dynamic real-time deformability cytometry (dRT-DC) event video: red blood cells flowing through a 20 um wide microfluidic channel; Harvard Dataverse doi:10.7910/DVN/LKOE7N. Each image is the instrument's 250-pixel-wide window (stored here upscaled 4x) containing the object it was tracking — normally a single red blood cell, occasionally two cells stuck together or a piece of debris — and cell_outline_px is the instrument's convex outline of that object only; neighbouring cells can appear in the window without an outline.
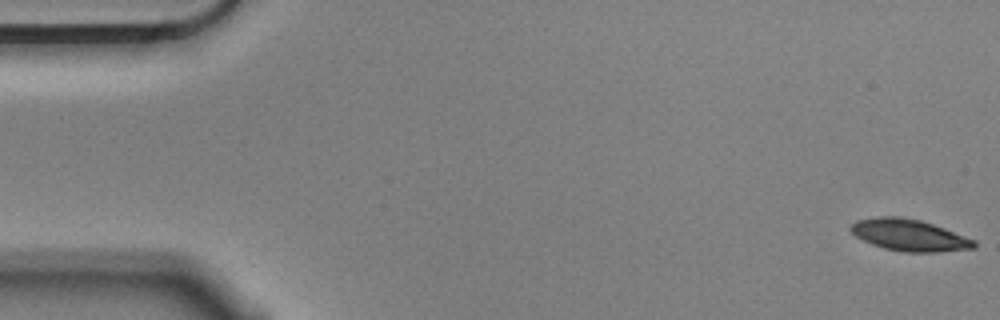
{"species": "Egyptian fruit bat (a non-hibernating species)", "species_latin": "Rousettus aegyptiacus", "temperature_condition": "cold", "stored_images_in_passage": 56, "camera_frame_rate_fps": 3000, "um_per_image_px": 0.085, "animal": {"sex": "male"}, "frame": {"image": 1, "passage_image": 1, "time_ms": 0.0, "image_size_px": [1000, 320], "cell_outline_px": [[976, 248], [936, 252], [904, 252], [884, 248], [872, 244], [856, 236], [848, 228], [856, 220], [876, 216], [896, 216], [920, 220], [944, 228], [976, 240]], "centroid_in_image_um": [77.28, 19.98], "position_along_channel_um": 7.7, "area_um2": 22.72}}
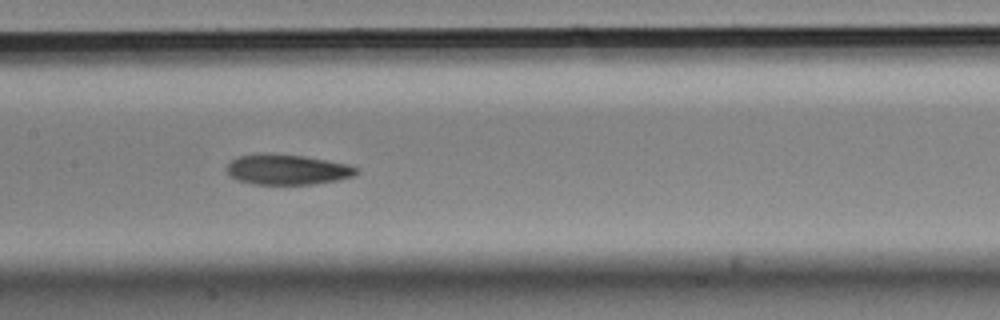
{"frame": {"image": 2, "passage_image": 27, "time_ms": 8.667, "image_size_px": [1000, 320], "cell_outline_px": [[360, 172], [352, 176], [336, 180], [312, 184], [252, 184], [236, 180], [228, 176], [224, 168], [236, 156], [268, 152], [304, 156], [348, 164], [360, 168]], "centroid_in_image_um": [24.36, 14.4], "position_along_channel_um": 183.0, "area_um2": 23.29}}
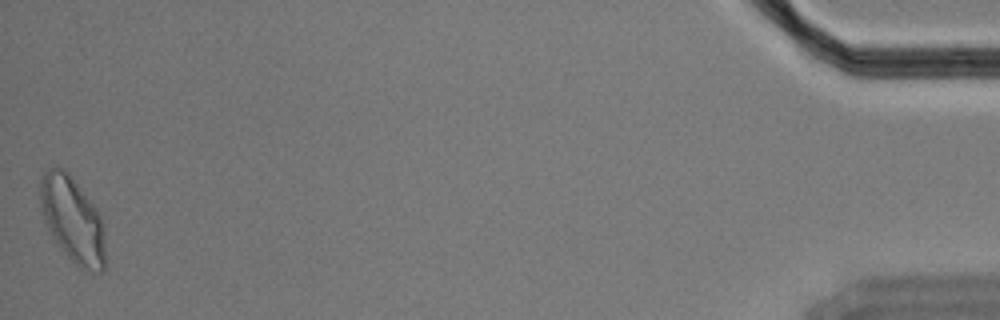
{"frame": {"image": 3, "passage_image": 56, "time_ms": 18.333, "image_size_px": [1000, 320], "cell_outline_px": [[104, 268], [100, 272], [92, 272], [80, 268], [64, 252], [52, 236], [44, 220], [40, 204], [40, 176], [48, 168], [56, 164], [64, 168], [68, 172], [100, 212], [104, 228]], "centroid_in_image_um": [6.16, 18.62], "position_along_channel_um": 429.0, "area_um2": 32.66}, "authors_computed_cell_mechanics": {"area_um2": 23.2356, "velocity_mm_per_s": 3.54, "shape_relaxation_time_tau1_ms": 7.0395, "shape_relaxation_time_tau2_ms": 4.2345, "deformation_change_tau1": 0.1743, "deformation_change_tau2": 0.1064}}